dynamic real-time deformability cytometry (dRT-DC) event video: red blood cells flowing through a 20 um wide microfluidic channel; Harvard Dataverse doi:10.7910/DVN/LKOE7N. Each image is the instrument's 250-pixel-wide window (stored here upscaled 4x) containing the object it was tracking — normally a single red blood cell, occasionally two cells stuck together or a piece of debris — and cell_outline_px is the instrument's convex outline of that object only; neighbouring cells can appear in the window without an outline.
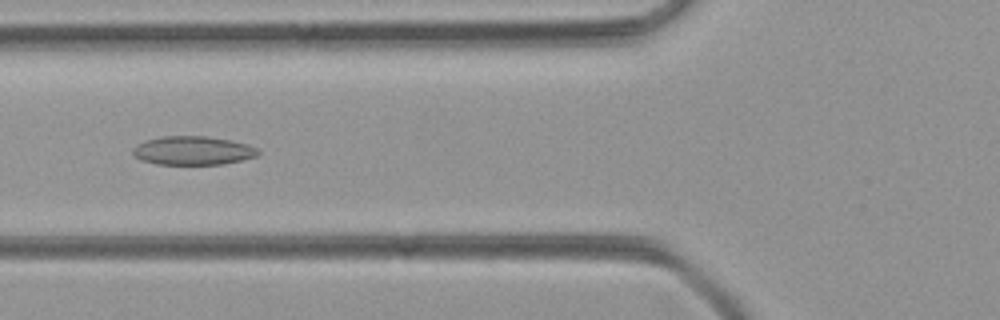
{"species": "common noctule bat (a hibernating species)", "species_latin": "Nyctalus noctula", "temperature_condition": "room temperature", "stored_images_in_passage": 31, "camera_frame_rate_fps": 3000, "um_per_image_px": 0.085, "animal": {"sex": "female", "body_mass_g": 21.9}, "frame": {"image": 1, "passage_image": 5, "time_ms": 1.333, "image_size_px": [1000, 320], "cell_outline_px": [[260, 152], [256, 156], [224, 164], [156, 164], [140, 160], [132, 152], [132, 148], [136, 144], [144, 140], [164, 136], [204, 136], [228, 140], [248, 144], [256, 148]], "centroid_in_image_um": [16.35, 12.8], "position_along_channel_um": 109.5, "area_um2": 20.87}}
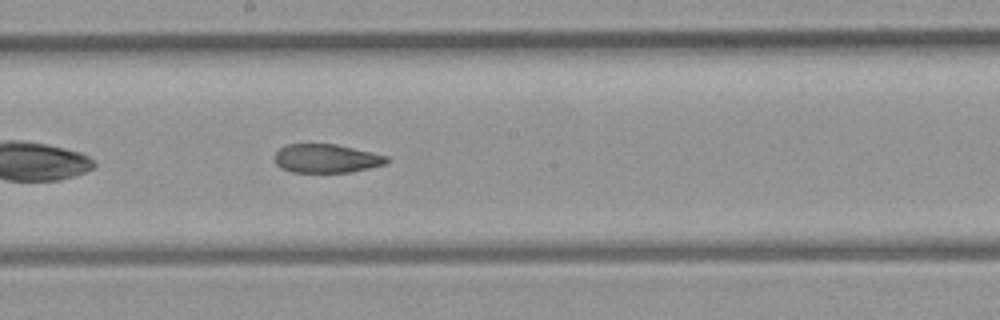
{"frame": {"image": 2, "passage_image": 13, "time_ms": 4.0, "image_size_px": [1000, 320], "cell_outline_px": [[388, 160], [384, 164], [352, 172], [292, 172], [280, 168], [276, 164], [272, 156], [280, 148], [288, 144], [336, 144], [372, 152], [388, 156]], "centroid_in_image_um": [27.69, 13.47], "position_along_channel_um": 220.5, "area_um2": 18.79}}
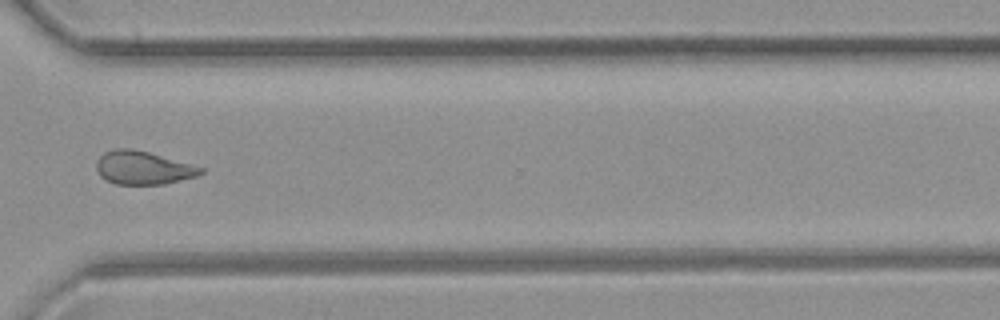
{"frame": {"image": 3, "passage_image": 23, "time_ms": 7.333, "image_size_px": [1000, 320], "cell_outline_px": [[204, 172], [196, 176], [164, 184], [116, 184], [104, 180], [100, 176], [96, 168], [96, 160], [104, 152], [116, 148], [132, 148], [148, 152], [204, 168]], "centroid_in_image_um": [12.11, 14.26], "position_along_channel_um": 358.5, "area_um2": 20.17}}